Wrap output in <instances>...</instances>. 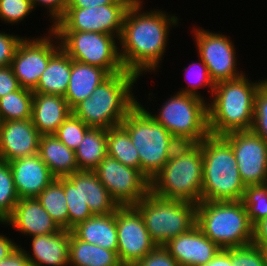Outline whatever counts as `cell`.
Listing matches in <instances>:
<instances>
[{
    "instance_id": "28",
    "label": "cell",
    "mask_w": 267,
    "mask_h": 266,
    "mask_svg": "<svg viewBox=\"0 0 267 266\" xmlns=\"http://www.w3.org/2000/svg\"><path fill=\"white\" fill-rule=\"evenodd\" d=\"M80 196L93 215L111 214L120 207L94 171H80Z\"/></svg>"
},
{
    "instance_id": "46",
    "label": "cell",
    "mask_w": 267,
    "mask_h": 266,
    "mask_svg": "<svg viewBox=\"0 0 267 266\" xmlns=\"http://www.w3.org/2000/svg\"><path fill=\"white\" fill-rule=\"evenodd\" d=\"M134 0H68L67 8H93L108 4H132Z\"/></svg>"
},
{
    "instance_id": "16",
    "label": "cell",
    "mask_w": 267,
    "mask_h": 266,
    "mask_svg": "<svg viewBox=\"0 0 267 266\" xmlns=\"http://www.w3.org/2000/svg\"><path fill=\"white\" fill-rule=\"evenodd\" d=\"M235 155L238 170L245 186L267 183V142L249 131L223 135Z\"/></svg>"
},
{
    "instance_id": "23",
    "label": "cell",
    "mask_w": 267,
    "mask_h": 266,
    "mask_svg": "<svg viewBox=\"0 0 267 266\" xmlns=\"http://www.w3.org/2000/svg\"><path fill=\"white\" fill-rule=\"evenodd\" d=\"M109 76L105 69L71 59L69 85L63 96L69 108L72 110L81 101L90 97L95 88Z\"/></svg>"
},
{
    "instance_id": "8",
    "label": "cell",
    "mask_w": 267,
    "mask_h": 266,
    "mask_svg": "<svg viewBox=\"0 0 267 266\" xmlns=\"http://www.w3.org/2000/svg\"><path fill=\"white\" fill-rule=\"evenodd\" d=\"M166 100L157 113L152 114L146 107L144 109L181 144L200 143L210 134L206 98L175 92Z\"/></svg>"
},
{
    "instance_id": "7",
    "label": "cell",
    "mask_w": 267,
    "mask_h": 266,
    "mask_svg": "<svg viewBox=\"0 0 267 266\" xmlns=\"http://www.w3.org/2000/svg\"><path fill=\"white\" fill-rule=\"evenodd\" d=\"M196 225L221 249L250 245L253 237L242 201H201L196 208Z\"/></svg>"
},
{
    "instance_id": "12",
    "label": "cell",
    "mask_w": 267,
    "mask_h": 266,
    "mask_svg": "<svg viewBox=\"0 0 267 266\" xmlns=\"http://www.w3.org/2000/svg\"><path fill=\"white\" fill-rule=\"evenodd\" d=\"M44 36L25 37L11 62L22 88L34 91L49 59L61 48L58 36L49 27Z\"/></svg>"
},
{
    "instance_id": "21",
    "label": "cell",
    "mask_w": 267,
    "mask_h": 266,
    "mask_svg": "<svg viewBox=\"0 0 267 266\" xmlns=\"http://www.w3.org/2000/svg\"><path fill=\"white\" fill-rule=\"evenodd\" d=\"M31 251L23 247L31 266H69L70 230L30 237ZM32 254V255H31Z\"/></svg>"
},
{
    "instance_id": "17",
    "label": "cell",
    "mask_w": 267,
    "mask_h": 266,
    "mask_svg": "<svg viewBox=\"0 0 267 266\" xmlns=\"http://www.w3.org/2000/svg\"><path fill=\"white\" fill-rule=\"evenodd\" d=\"M40 136L32 119L0 122V160L38 154Z\"/></svg>"
},
{
    "instance_id": "26",
    "label": "cell",
    "mask_w": 267,
    "mask_h": 266,
    "mask_svg": "<svg viewBox=\"0 0 267 266\" xmlns=\"http://www.w3.org/2000/svg\"><path fill=\"white\" fill-rule=\"evenodd\" d=\"M70 74L71 58L60 48L49 59L33 92L64 96L69 85Z\"/></svg>"
},
{
    "instance_id": "6",
    "label": "cell",
    "mask_w": 267,
    "mask_h": 266,
    "mask_svg": "<svg viewBox=\"0 0 267 266\" xmlns=\"http://www.w3.org/2000/svg\"><path fill=\"white\" fill-rule=\"evenodd\" d=\"M131 138L140 158V171L151 181L181 144L163 125L138 104L120 124Z\"/></svg>"
},
{
    "instance_id": "47",
    "label": "cell",
    "mask_w": 267,
    "mask_h": 266,
    "mask_svg": "<svg viewBox=\"0 0 267 266\" xmlns=\"http://www.w3.org/2000/svg\"><path fill=\"white\" fill-rule=\"evenodd\" d=\"M14 249L6 258L0 260V266H31L30 260L21 248V245Z\"/></svg>"
},
{
    "instance_id": "27",
    "label": "cell",
    "mask_w": 267,
    "mask_h": 266,
    "mask_svg": "<svg viewBox=\"0 0 267 266\" xmlns=\"http://www.w3.org/2000/svg\"><path fill=\"white\" fill-rule=\"evenodd\" d=\"M69 266H122L117 253L84 242L70 231Z\"/></svg>"
},
{
    "instance_id": "49",
    "label": "cell",
    "mask_w": 267,
    "mask_h": 266,
    "mask_svg": "<svg viewBox=\"0 0 267 266\" xmlns=\"http://www.w3.org/2000/svg\"><path fill=\"white\" fill-rule=\"evenodd\" d=\"M14 240H11L9 236L0 233V260L6 258L14 249L19 245Z\"/></svg>"
},
{
    "instance_id": "22",
    "label": "cell",
    "mask_w": 267,
    "mask_h": 266,
    "mask_svg": "<svg viewBox=\"0 0 267 266\" xmlns=\"http://www.w3.org/2000/svg\"><path fill=\"white\" fill-rule=\"evenodd\" d=\"M71 112L63 96L33 92L31 119L41 136L54 135Z\"/></svg>"
},
{
    "instance_id": "39",
    "label": "cell",
    "mask_w": 267,
    "mask_h": 266,
    "mask_svg": "<svg viewBox=\"0 0 267 266\" xmlns=\"http://www.w3.org/2000/svg\"><path fill=\"white\" fill-rule=\"evenodd\" d=\"M233 266H267V253L253 244L231 248Z\"/></svg>"
},
{
    "instance_id": "44",
    "label": "cell",
    "mask_w": 267,
    "mask_h": 266,
    "mask_svg": "<svg viewBox=\"0 0 267 266\" xmlns=\"http://www.w3.org/2000/svg\"><path fill=\"white\" fill-rule=\"evenodd\" d=\"M20 88L11 65L0 67V98Z\"/></svg>"
},
{
    "instance_id": "29",
    "label": "cell",
    "mask_w": 267,
    "mask_h": 266,
    "mask_svg": "<svg viewBox=\"0 0 267 266\" xmlns=\"http://www.w3.org/2000/svg\"><path fill=\"white\" fill-rule=\"evenodd\" d=\"M107 156V129L89 128L75 150L79 171H94Z\"/></svg>"
},
{
    "instance_id": "5",
    "label": "cell",
    "mask_w": 267,
    "mask_h": 266,
    "mask_svg": "<svg viewBox=\"0 0 267 266\" xmlns=\"http://www.w3.org/2000/svg\"><path fill=\"white\" fill-rule=\"evenodd\" d=\"M202 201H240L246 188L234 152L223 136L209 134L201 141Z\"/></svg>"
},
{
    "instance_id": "40",
    "label": "cell",
    "mask_w": 267,
    "mask_h": 266,
    "mask_svg": "<svg viewBox=\"0 0 267 266\" xmlns=\"http://www.w3.org/2000/svg\"><path fill=\"white\" fill-rule=\"evenodd\" d=\"M251 131L267 142V80L259 87L255 96Z\"/></svg>"
},
{
    "instance_id": "3",
    "label": "cell",
    "mask_w": 267,
    "mask_h": 266,
    "mask_svg": "<svg viewBox=\"0 0 267 266\" xmlns=\"http://www.w3.org/2000/svg\"><path fill=\"white\" fill-rule=\"evenodd\" d=\"M139 79L129 71L111 74L90 97L77 104L72 113L91 128L108 129L120 125L139 102L133 92Z\"/></svg>"
},
{
    "instance_id": "33",
    "label": "cell",
    "mask_w": 267,
    "mask_h": 266,
    "mask_svg": "<svg viewBox=\"0 0 267 266\" xmlns=\"http://www.w3.org/2000/svg\"><path fill=\"white\" fill-rule=\"evenodd\" d=\"M64 193L68 206L69 230L93 216L80 196V171L64 177Z\"/></svg>"
},
{
    "instance_id": "42",
    "label": "cell",
    "mask_w": 267,
    "mask_h": 266,
    "mask_svg": "<svg viewBox=\"0 0 267 266\" xmlns=\"http://www.w3.org/2000/svg\"><path fill=\"white\" fill-rule=\"evenodd\" d=\"M134 266H180L164 246H156Z\"/></svg>"
},
{
    "instance_id": "1",
    "label": "cell",
    "mask_w": 267,
    "mask_h": 266,
    "mask_svg": "<svg viewBox=\"0 0 267 266\" xmlns=\"http://www.w3.org/2000/svg\"><path fill=\"white\" fill-rule=\"evenodd\" d=\"M143 2L134 0L128 7L119 38V53L125 70L139 77L159 72L171 27L176 28L180 23L177 14L161 9L144 11Z\"/></svg>"
},
{
    "instance_id": "24",
    "label": "cell",
    "mask_w": 267,
    "mask_h": 266,
    "mask_svg": "<svg viewBox=\"0 0 267 266\" xmlns=\"http://www.w3.org/2000/svg\"><path fill=\"white\" fill-rule=\"evenodd\" d=\"M78 239L117 253L116 211L93 215L70 230Z\"/></svg>"
},
{
    "instance_id": "15",
    "label": "cell",
    "mask_w": 267,
    "mask_h": 266,
    "mask_svg": "<svg viewBox=\"0 0 267 266\" xmlns=\"http://www.w3.org/2000/svg\"><path fill=\"white\" fill-rule=\"evenodd\" d=\"M116 229L117 256L122 266H134L157 246L134 206H120L116 210Z\"/></svg>"
},
{
    "instance_id": "13",
    "label": "cell",
    "mask_w": 267,
    "mask_h": 266,
    "mask_svg": "<svg viewBox=\"0 0 267 266\" xmlns=\"http://www.w3.org/2000/svg\"><path fill=\"white\" fill-rule=\"evenodd\" d=\"M94 172L119 206H134L150 192V180L140 170L109 155Z\"/></svg>"
},
{
    "instance_id": "30",
    "label": "cell",
    "mask_w": 267,
    "mask_h": 266,
    "mask_svg": "<svg viewBox=\"0 0 267 266\" xmlns=\"http://www.w3.org/2000/svg\"><path fill=\"white\" fill-rule=\"evenodd\" d=\"M36 199L61 229L69 230V214L64 193V177L55 178Z\"/></svg>"
},
{
    "instance_id": "34",
    "label": "cell",
    "mask_w": 267,
    "mask_h": 266,
    "mask_svg": "<svg viewBox=\"0 0 267 266\" xmlns=\"http://www.w3.org/2000/svg\"><path fill=\"white\" fill-rule=\"evenodd\" d=\"M198 60V62L191 61L192 63H190L189 66L184 67L183 70L186 71L184 75L188 85H185V88L181 87V89L177 92L193 95L204 99V95H201L198 89H200L201 87V89L208 88L209 93H211L210 99H207L209 103L213 95L215 83L211 80L205 63L201 60L200 57L198 58Z\"/></svg>"
},
{
    "instance_id": "19",
    "label": "cell",
    "mask_w": 267,
    "mask_h": 266,
    "mask_svg": "<svg viewBox=\"0 0 267 266\" xmlns=\"http://www.w3.org/2000/svg\"><path fill=\"white\" fill-rule=\"evenodd\" d=\"M20 199L36 198L56 177L38 154L9 162Z\"/></svg>"
},
{
    "instance_id": "20",
    "label": "cell",
    "mask_w": 267,
    "mask_h": 266,
    "mask_svg": "<svg viewBox=\"0 0 267 266\" xmlns=\"http://www.w3.org/2000/svg\"><path fill=\"white\" fill-rule=\"evenodd\" d=\"M2 225L12 227L25 236L46 235L61 228L36 198H22L15 205L11 216Z\"/></svg>"
},
{
    "instance_id": "4",
    "label": "cell",
    "mask_w": 267,
    "mask_h": 266,
    "mask_svg": "<svg viewBox=\"0 0 267 266\" xmlns=\"http://www.w3.org/2000/svg\"><path fill=\"white\" fill-rule=\"evenodd\" d=\"M203 158L200 143L180 144L150 181L156 196L198 204L202 201Z\"/></svg>"
},
{
    "instance_id": "36",
    "label": "cell",
    "mask_w": 267,
    "mask_h": 266,
    "mask_svg": "<svg viewBox=\"0 0 267 266\" xmlns=\"http://www.w3.org/2000/svg\"><path fill=\"white\" fill-rule=\"evenodd\" d=\"M241 201L252 225L267 217V183L246 186Z\"/></svg>"
},
{
    "instance_id": "18",
    "label": "cell",
    "mask_w": 267,
    "mask_h": 266,
    "mask_svg": "<svg viewBox=\"0 0 267 266\" xmlns=\"http://www.w3.org/2000/svg\"><path fill=\"white\" fill-rule=\"evenodd\" d=\"M180 266H201L211 261L221 250L195 225L188 232L163 245Z\"/></svg>"
},
{
    "instance_id": "11",
    "label": "cell",
    "mask_w": 267,
    "mask_h": 266,
    "mask_svg": "<svg viewBox=\"0 0 267 266\" xmlns=\"http://www.w3.org/2000/svg\"><path fill=\"white\" fill-rule=\"evenodd\" d=\"M197 48V56L205 63L211 80L221 81L240 78L245 72L237 70L236 45L230 36L219 32H210L202 27H192Z\"/></svg>"
},
{
    "instance_id": "43",
    "label": "cell",
    "mask_w": 267,
    "mask_h": 266,
    "mask_svg": "<svg viewBox=\"0 0 267 266\" xmlns=\"http://www.w3.org/2000/svg\"><path fill=\"white\" fill-rule=\"evenodd\" d=\"M31 2L34 10H36L37 6H44V8H46L47 16H50L49 21L52 23L50 28H53L63 17L68 5V0H31Z\"/></svg>"
},
{
    "instance_id": "37",
    "label": "cell",
    "mask_w": 267,
    "mask_h": 266,
    "mask_svg": "<svg viewBox=\"0 0 267 266\" xmlns=\"http://www.w3.org/2000/svg\"><path fill=\"white\" fill-rule=\"evenodd\" d=\"M89 128L83 120L71 112L54 135L68 148L75 151Z\"/></svg>"
},
{
    "instance_id": "48",
    "label": "cell",
    "mask_w": 267,
    "mask_h": 266,
    "mask_svg": "<svg viewBox=\"0 0 267 266\" xmlns=\"http://www.w3.org/2000/svg\"><path fill=\"white\" fill-rule=\"evenodd\" d=\"M201 266H233L231 261V248L221 249L211 261Z\"/></svg>"
},
{
    "instance_id": "31",
    "label": "cell",
    "mask_w": 267,
    "mask_h": 266,
    "mask_svg": "<svg viewBox=\"0 0 267 266\" xmlns=\"http://www.w3.org/2000/svg\"><path fill=\"white\" fill-rule=\"evenodd\" d=\"M107 155L140 170V158L128 132L121 126L107 129Z\"/></svg>"
},
{
    "instance_id": "35",
    "label": "cell",
    "mask_w": 267,
    "mask_h": 266,
    "mask_svg": "<svg viewBox=\"0 0 267 266\" xmlns=\"http://www.w3.org/2000/svg\"><path fill=\"white\" fill-rule=\"evenodd\" d=\"M19 200L9 162L0 160V223L11 216Z\"/></svg>"
},
{
    "instance_id": "45",
    "label": "cell",
    "mask_w": 267,
    "mask_h": 266,
    "mask_svg": "<svg viewBox=\"0 0 267 266\" xmlns=\"http://www.w3.org/2000/svg\"><path fill=\"white\" fill-rule=\"evenodd\" d=\"M251 244L262 249H267V217L262 218L253 225Z\"/></svg>"
},
{
    "instance_id": "9",
    "label": "cell",
    "mask_w": 267,
    "mask_h": 266,
    "mask_svg": "<svg viewBox=\"0 0 267 266\" xmlns=\"http://www.w3.org/2000/svg\"><path fill=\"white\" fill-rule=\"evenodd\" d=\"M134 207L143 217L146 229L157 246L165 245L196 225L197 204L162 198L150 191Z\"/></svg>"
},
{
    "instance_id": "14",
    "label": "cell",
    "mask_w": 267,
    "mask_h": 266,
    "mask_svg": "<svg viewBox=\"0 0 267 266\" xmlns=\"http://www.w3.org/2000/svg\"><path fill=\"white\" fill-rule=\"evenodd\" d=\"M131 4H108L89 8H66L52 31L97 32L120 38L123 20Z\"/></svg>"
},
{
    "instance_id": "32",
    "label": "cell",
    "mask_w": 267,
    "mask_h": 266,
    "mask_svg": "<svg viewBox=\"0 0 267 266\" xmlns=\"http://www.w3.org/2000/svg\"><path fill=\"white\" fill-rule=\"evenodd\" d=\"M33 91L20 88L0 98V122L32 117Z\"/></svg>"
},
{
    "instance_id": "10",
    "label": "cell",
    "mask_w": 267,
    "mask_h": 266,
    "mask_svg": "<svg viewBox=\"0 0 267 266\" xmlns=\"http://www.w3.org/2000/svg\"><path fill=\"white\" fill-rule=\"evenodd\" d=\"M53 32L72 60L100 67L110 75L126 71L120 58L119 38L87 31Z\"/></svg>"
},
{
    "instance_id": "25",
    "label": "cell",
    "mask_w": 267,
    "mask_h": 266,
    "mask_svg": "<svg viewBox=\"0 0 267 266\" xmlns=\"http://www.w3.org/2000/svg\"><path fill=\"white\" fill-rule=\"evenodd\" d=\"M38 155L56 178L79 171L75 151L59 141L55 135L40 136Z\"/></svg>"
},
{
    "instance_id": "38",
    "label": "cell",
    "mask_w": 267,
    "mask_h": 266,
    "mask_svg": "<svg viewBox=\"0 0 267 266\" xmlns=\"http://www.w3.org/2000/svg\"><path fill=\"white\" fill-rule=\"evenodd\" d=\"M32 11L31 0H0V20L5 24H20Z\"/></svg>"
},
{
    "instance_id": "2",
    "label": "cell",
    "mask_w": 267,
    "mask_h": 266,
    "mask_svg": "<svg viewBox=\"0 0 267 266\" xmlns=\"http://www.w3.org/2000/svg\"><path fill=\"white\" fill-rule=\"evenodd\" d=\"M267 79L252 81L246 73L234 80L215 84L208 103V127L212 135L249 131L253 124L255 96Z\"/></svg>"
},
{
    "instance_id": "41",
    "label": "cell",
    "mask_w": 267,
    "mask_h": 266,
    "mask_svg": "<svg viewBox=\"0 0 267 266\" xmlns=\"http://www.w3.org/2000/svg\"><path fill=\"white\" fill-rule=\"evenodd\" d=\"M26 36L7 34L0 30V67L11 65L18 45Z\"/></svg>"
}]
</instances>
